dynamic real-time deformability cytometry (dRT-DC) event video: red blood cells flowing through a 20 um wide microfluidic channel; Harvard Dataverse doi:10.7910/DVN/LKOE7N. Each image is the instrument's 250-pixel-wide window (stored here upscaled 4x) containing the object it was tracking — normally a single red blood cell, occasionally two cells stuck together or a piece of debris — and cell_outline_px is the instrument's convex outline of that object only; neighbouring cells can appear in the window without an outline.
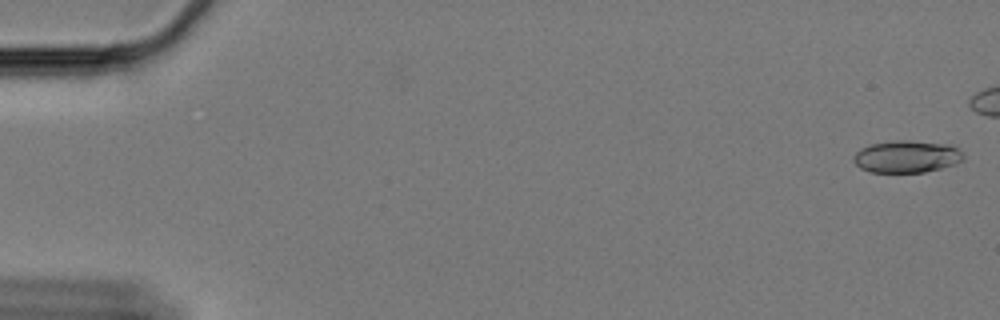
{"species": "Egyptian fruit bat (a non-hibernating species)", "species_latin": "Rousettus aegyptiacus", "temperature_condition": "cold", "stored_images_in_passage": 5, "camera_frame_rate_fps": 3000, "um_per_image_px": 0.085, "animal": {"sex": "female"}, "frame": {"image": 1, "passage_image": 2, "time_ms": 0.333, "image_size_px": [1000, 320], "cell_outline_px": [[964, 160], [956, 164], [924, 172], [872, 172], [860, 168], [852, 160], [852, 156], [860, 148], [872, 144], [896, 140], [908, 140], [948, 144], [964, 152]], "centroid_in_image_um": [77.08, 13.31], "position_along_channel_um": 7.9, "area_um2": 20.69}}